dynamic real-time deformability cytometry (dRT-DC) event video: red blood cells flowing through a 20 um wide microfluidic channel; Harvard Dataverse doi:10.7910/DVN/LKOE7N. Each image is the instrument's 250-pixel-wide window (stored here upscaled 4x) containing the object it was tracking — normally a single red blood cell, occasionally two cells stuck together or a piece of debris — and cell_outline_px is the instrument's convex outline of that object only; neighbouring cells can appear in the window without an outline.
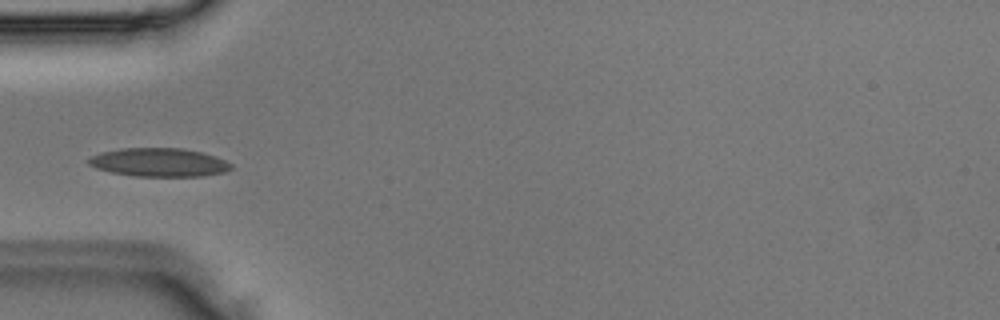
{"species": "Egyptian fruit bat (a non-hibernating species)", "species_latin": "Rousettus aegyptiacus", "temperature_condition": "room temperature", "stored_images_in_passage": 3, "camera_frame_rate_fps": 3000, "um_per_image_px": 0.085, "animal": {"sex": "male"}, "frame": {"image": 1, "passage_image": 3, "time_ms": 0.667, "image_size_px": [1000, 320], "cell_outline_px": [[232, 168], [224, 172], [200, 176], [136, 176], [112, 172], [96, 168], [88, 164], [88, 156], [100, 152], [120, 148], [184, 148], [216, 156], [232, 164]], "centroid_in_image_um": [13.48, 13.79], "position_along_channel_um": 71.5, "area_um2": 23.7}}